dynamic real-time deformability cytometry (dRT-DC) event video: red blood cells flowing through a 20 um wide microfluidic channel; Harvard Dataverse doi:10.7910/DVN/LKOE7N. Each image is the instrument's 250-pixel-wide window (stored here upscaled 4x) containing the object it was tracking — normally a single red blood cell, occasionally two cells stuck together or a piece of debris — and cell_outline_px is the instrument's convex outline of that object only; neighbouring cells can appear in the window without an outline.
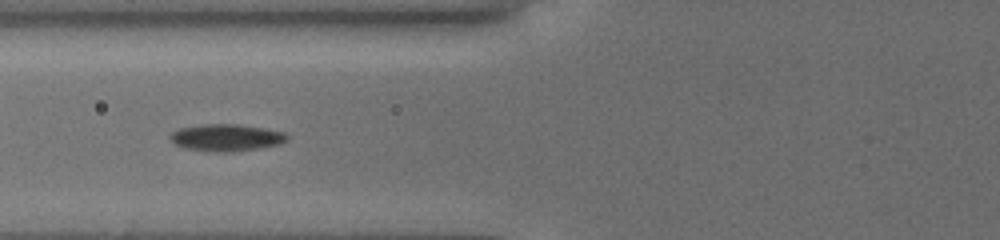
{"species": "common noctule bat (a hibernating species)", "species_latin": "Nyctalus noctula", "temperature_condition": "cold", "stored_images_in_passage": 41, "camera_frame_rate_fps": 3000, "um_per_image_px": 0.085, "animal": {"sex": "female", "body_mass_g": 19.5, "forearm_length_mm": 54.1}, "frame": {"image": 1, "passage_image": 17, "time_ms": 7.0, "image_size_px": [1000, 240], "cell_outline_px": [[288, 140], [280, 144], [260, 148], [232, 152], [216, 152], [184, 148], [176, 144], [168, 136], [172, 132], [180, 128], [204, 124], [236, 124], [264, 128], [284, 132], [288, 136]], "centroid_in_image_um": [19.25, 11.7], "position_along_channel_um": 106.5, "area_um2": 18.38}}
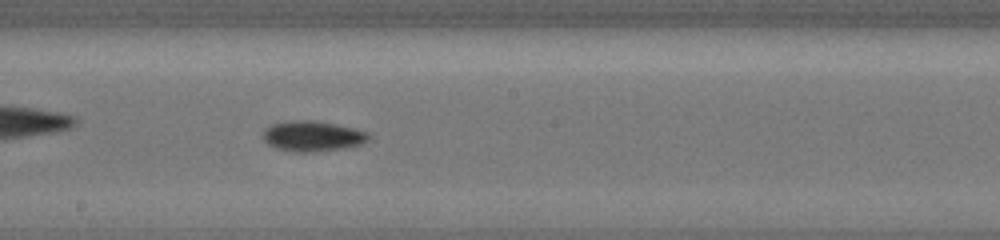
{"frame": {"image": 2, "passage_image": 23, "time_ms": 10.0, "image_size_px": [1000, 240], "cell_outline_px": [[372, 136], [368, 140], [360, 144], [348, 148], [312, 152], [292, 152], [276, 148], [268, 144], [264, 140], [264, 128], [272, 124], [284, 120], [312, 120], [352, 128], [368, 132]], "centroid_in_image_um": [26.55, 11.58], "position_along_channel_um": 221.6, "area_um2": 18.84}}
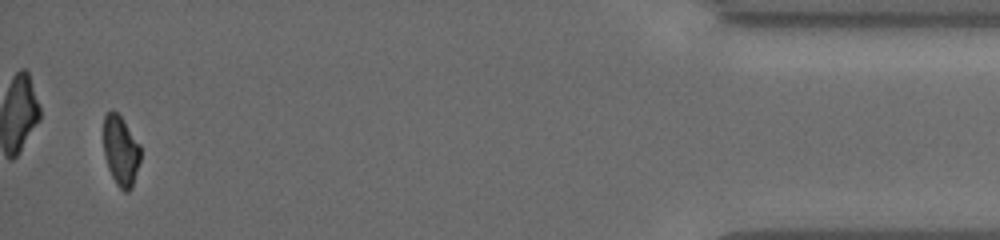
{"frame": {"image": 3, "passage_image": 40, "time_ms": 17.0, "image_size_px": [1000, 240], "cell_outline_px": [[140, 160], [132, 188], [128, 192], [124, 192], [116, 184], [108, 168], [104, 156], [104, 116], [108, 112], [116, 112], [120, 116], [140, 144]], "centroid_in_image_um": [10.27, 12.86], "position_along_channel_um": 424.9, "area_um2": 14.97}, "authors_computed_cell_mechanics": {"area_um2": 15.9528, "velocity_mm_per_s": 3.8285, "shape_relaxation_time_tau1_ms": 3.6382, "shape_relaxation_time_tau2_ms": null, "deformation_change_tau1": 0.0998, "deformation_change_tau2": null}}